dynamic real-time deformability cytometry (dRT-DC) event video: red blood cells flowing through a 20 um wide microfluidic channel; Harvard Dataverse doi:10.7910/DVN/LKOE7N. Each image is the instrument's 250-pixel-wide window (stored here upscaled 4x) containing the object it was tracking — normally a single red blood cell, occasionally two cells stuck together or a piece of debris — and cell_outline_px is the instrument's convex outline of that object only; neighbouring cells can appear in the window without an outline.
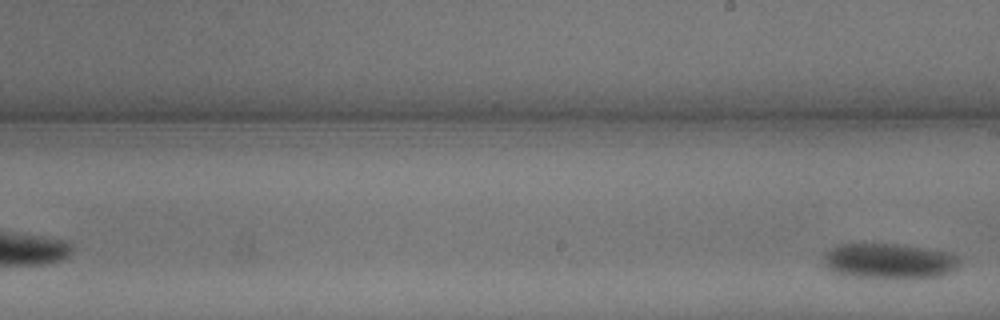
{"species": "common noctule bat (a hibernating species)", "species_latin": "Nyctalus noctula", "temperature_condition": "warm", "stored_images_in_passage": 12, "segment_of_instrument_passage": [2, 2], "camera_frame_rate_fps": 3000, "um_per_image_px": 0.085, "animal": {"sex": "male", "body_mass_g": 13.3}, "frame": {"image": 1, "passage_image": 12, "time_ms": 3.667, "image_size_px": [1000, 320], "cell_outline_px": [[964, 260], [952, 272], [944, 276], [856, 276], [832, 272], [820, 260], [824, 252], [836, 244], [900, 244], [928, 248], [952, 252], [964, 256]], "centroid_in_image_um": [75.63, 22.14], "position_along_channel_um": 213.4, "area_um2": 28.09}}